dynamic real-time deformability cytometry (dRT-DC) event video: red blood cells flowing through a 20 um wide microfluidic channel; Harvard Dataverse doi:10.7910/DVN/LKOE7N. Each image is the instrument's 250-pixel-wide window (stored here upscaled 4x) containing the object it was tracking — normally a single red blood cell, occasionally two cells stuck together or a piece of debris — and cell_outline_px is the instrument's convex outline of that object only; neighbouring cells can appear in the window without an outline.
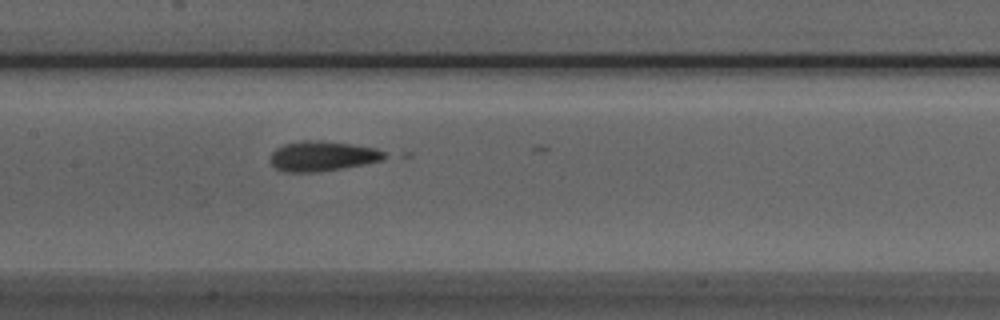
{"species": "Egyptian fruit bat (a non-hibernating species)", "species_latin": "Rousettus aegyptiacus", "temperature_condition": "room temperature", "stored_images_in_passage": 19, "camera_frame_rate_fps": 3000, "um_per_image_px": 0.085, "animal": {"sex": "male"}, "frame": {"image": 1, "passage_image": 18, "time_ms": 5.667, "image_size_px": [1000, 320], "cell_outline_px": [[392, 156], [384, 160], [364, 164], [316, 172], [284, 172], [276, 168], [268, 160], [272, 152], [276, 148], [284, 144], [304, 140], [320, 140], [352, 144], [376, 148]], "centroid_in_image_um": [27.42, 13.26], "position_along_channel_um": 180.0, "area_um2": 20.17}}